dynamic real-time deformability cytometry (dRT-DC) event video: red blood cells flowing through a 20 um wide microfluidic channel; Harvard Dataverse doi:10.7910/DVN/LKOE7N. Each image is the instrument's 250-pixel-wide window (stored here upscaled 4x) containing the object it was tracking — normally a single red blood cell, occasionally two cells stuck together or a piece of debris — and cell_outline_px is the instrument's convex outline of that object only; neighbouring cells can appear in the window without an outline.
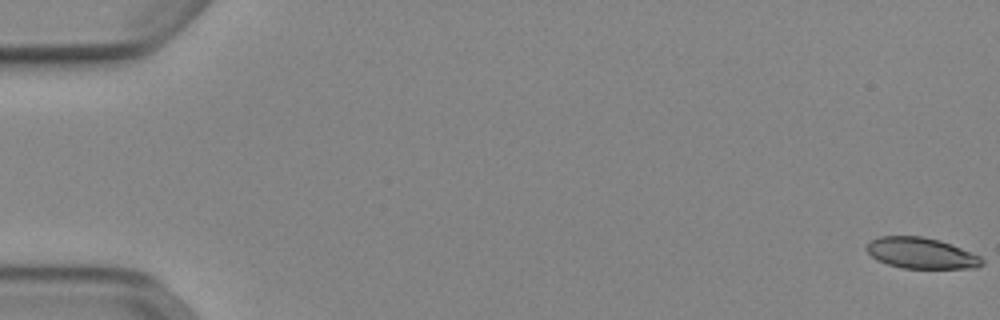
{"species": "Egyptian fruit bat (a non-hibernating species)", "species_latin": "Rousettus aegyptiacus", "temperature_condition": "cold", "stored_images_in_passage": 54, "segment_of_instrument_passage": [1, 2], "camera_frame_rate_fps": 3000, "um_per_image_px": 0.085, "animal": {"sex": "female"}, "frame": {"image": 1, "passage_image": 1, "time_ms": 0.0, "image_size_px": [1000, 320], "cell_outline_px": [[984, 264], [976, 268], [904, 268], [888, 264], [876, 260], [864, 248], [872, 240], [880, 236], [924, 236], [940, 240], [980, 256], [984, 260]], "centroid_in_image_um": [78.3, 21.51], "position_along_channel_um": 6.7, "area_um2": 20.75}}
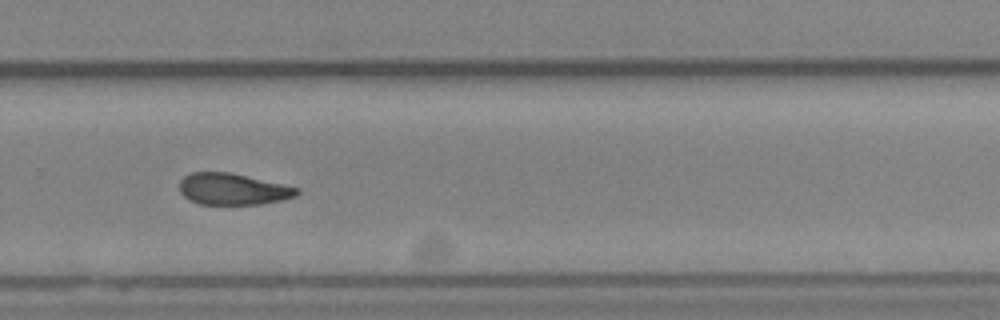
{"frame": {"image": 2, "passage_image": 37, "time_ms": 12.0, "image_size_px": [1000, 320], "cell_outline_px": [[300, 192], [296, 196], [280, 200], [260, 204], [200, 204], [188, 200], [180, 192], [180, 180], [184, 176], [192, 172], [232, 172], [284, 184], [300, 188]], "centroid_in_image_um": [19.79, 16.06], "position_along_channel_um": 310.0, "area_um2": 21.68}}
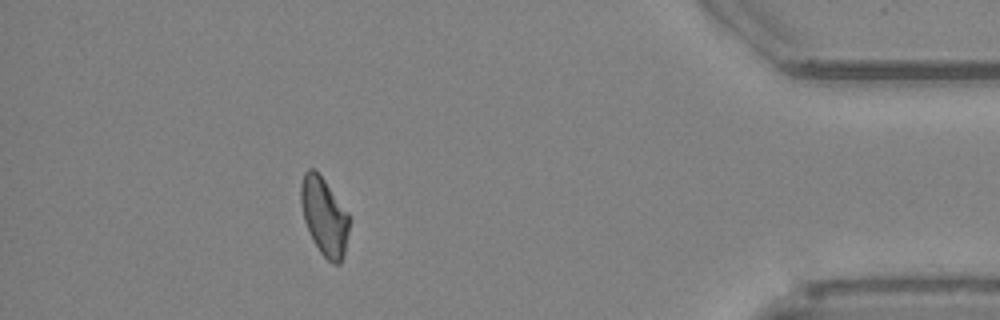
{"frame": {"image": 3, "passage_image": 48, "time_ms": 15.667, "image_size_px": [1000, 320], "cell_outline_px": [[348, 232], [344, 256], [340, 264], [332, 264], [320, 252], [304, 220], [300, 200], [300, 184], [304, 172], [308, 168], [316, 168], [348, 212]], "centroid_in_image_um": [27.55, 18.35], "position_along_channel_um": 407.6, "area_um2": 21.85}}